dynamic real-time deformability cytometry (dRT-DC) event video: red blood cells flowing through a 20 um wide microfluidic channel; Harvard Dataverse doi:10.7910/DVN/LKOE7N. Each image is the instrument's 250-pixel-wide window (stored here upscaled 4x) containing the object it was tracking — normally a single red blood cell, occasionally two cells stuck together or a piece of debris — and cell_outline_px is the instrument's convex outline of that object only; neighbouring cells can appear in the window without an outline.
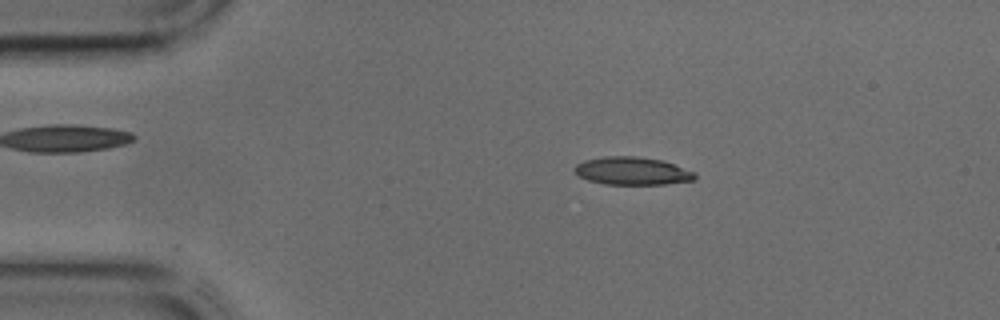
{"species": "common noctule bat (a hibernating species)", "species_latin": "Nyctalus noctula", "temperature_condition": "cold", "stored_images_in_passage": 41, "camera_frame_rate_fps": 3000, "um_per_image_px": 0.085, "animal": {"sex": "male", "body_mass_g": 17.9, "forearm_length_mm": 54.2}, "frame": {"image": 1, "passage_image": 6, "time_ms": 1.667, "image_size_px": [1000, 320], "cell_outline_px": [[696, 180], [664, 184], [604, 184], [588, 180], [580, 176], [572, 168], [576, 164], [584, 160], [604, 156], [636, 156], [664, 160], [696, 172]], "centroid_in_image_um": [53.76, 14.52], "position_along_channel_um": 31.2, "area_um2": 19.71}}
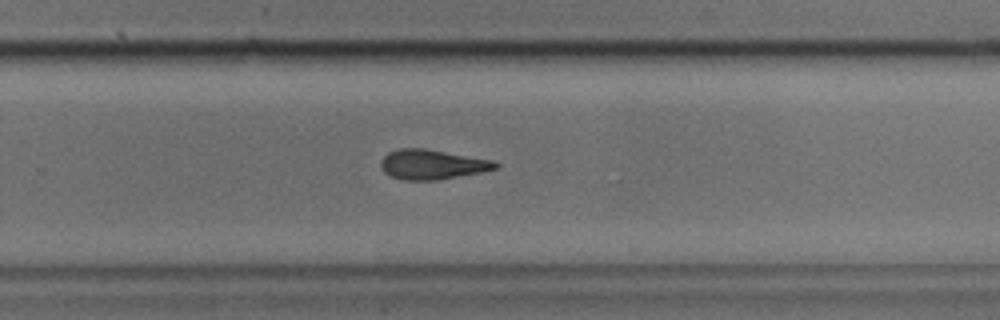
{"frame": {"image": 2, "passage_image": 26, "time_ms": 8.333, "image_size_px": [1000, 320], "cell_outline_px": [[500, 164], [496, 168], [480, 172], [436, 180], [404, 180], [388, 176], [384, 172], [380, 164], [380, 160], [388, 152], [400, 148], [424, 148], [496, 160]], "centroid_in_image_um": [36.72, 13.97], "position_along_channel_um": 293.1, "area_um2": 20.0}}
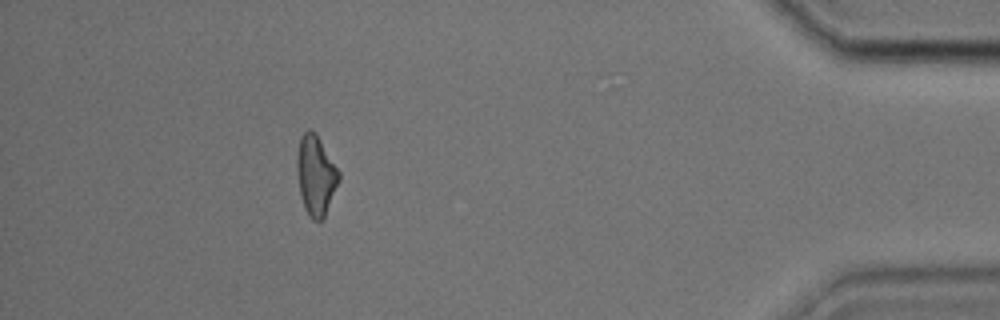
{"frame": {"image": 3, "passage_image": 37, "time_ms": 12.0, "image_size_px": [1000, 320], "cell_outline_px": [[340, 180], [324, 216], [320, 220], [312, 220], [308, 216], [304, 208], [300, 196], [296, 172], [296, 156], [300, 136], [308, 128], [316, 132], [340, 172]], "centroid_in_image_um": [26.82, 14.87], "position_along_channel_um": 408.4, "area_um2": 19.77}}